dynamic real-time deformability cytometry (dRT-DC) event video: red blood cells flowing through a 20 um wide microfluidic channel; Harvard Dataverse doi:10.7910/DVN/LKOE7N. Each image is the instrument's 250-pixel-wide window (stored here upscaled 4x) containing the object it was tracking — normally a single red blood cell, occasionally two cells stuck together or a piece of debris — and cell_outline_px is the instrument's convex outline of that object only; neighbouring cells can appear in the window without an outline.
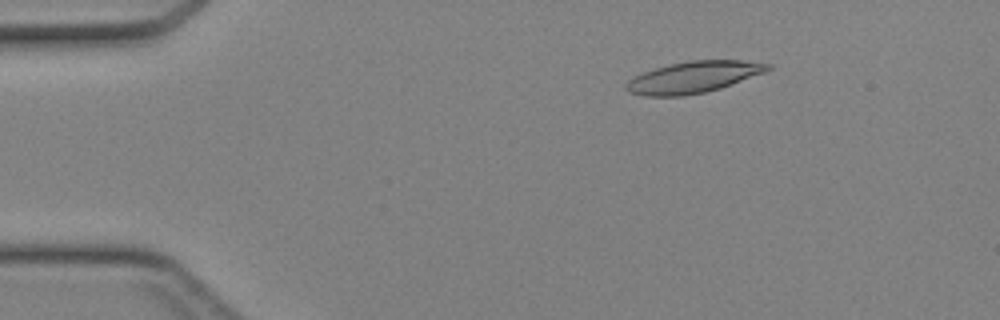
{"species": "Egyptian fruit bat (a non-hibernating species)", "species_latin": "Rousettus aegyptiacus", "temperature_condition": "cold", "stored_images_in_passage": 44, "camera_frame_rate_fps": 3000, "um_per_image_px": 0.085, "animal": {"sex": "female"}, "frame": {"image": 1, "passage_image": 7, "time_ms": 2.0, "image_size_px": [1000, 320], "cell_outline_px": [[772, 68], [764, 72], [720, 88], [704, 92], [684, 96], [644, 96], [628, 92], [624, 88], [624, 84], [632, 76], [668, 64], [688, 60], [740, 60], [772, 64]], "centroid_in_image_um": [58.88, 6.56], "position_along_channel_um": 26.1, "area_um2": 26.01}}
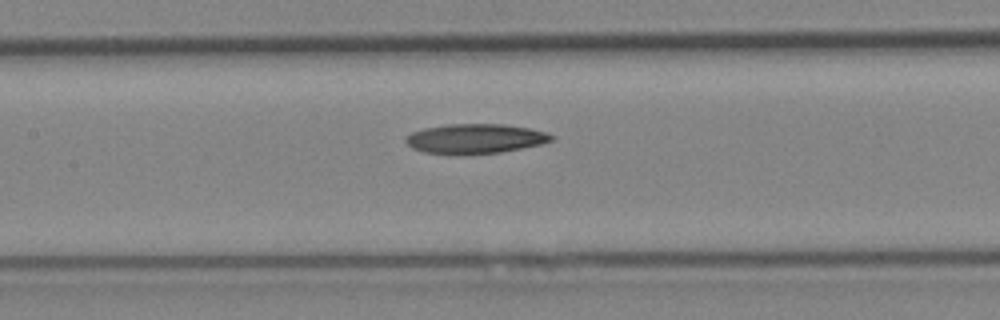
{"frame": {"image": 2, "passage_image": 21, "time_ms": 6.667, "image_size_px": [1000, 320], "cell_outline_px": [[552, 140], [540, 144], [500, 152], [424, 152], [412, 148], [404, 140], [404, 136], [412, 132], [424, 128], [448, 124], [504, 124], [528, 128], [548, 132], [552, 136]], "centroid_in_image_um": [40.38, 11.74], "position_along_channel_um": 167.0, "area_um2": 24.33}}
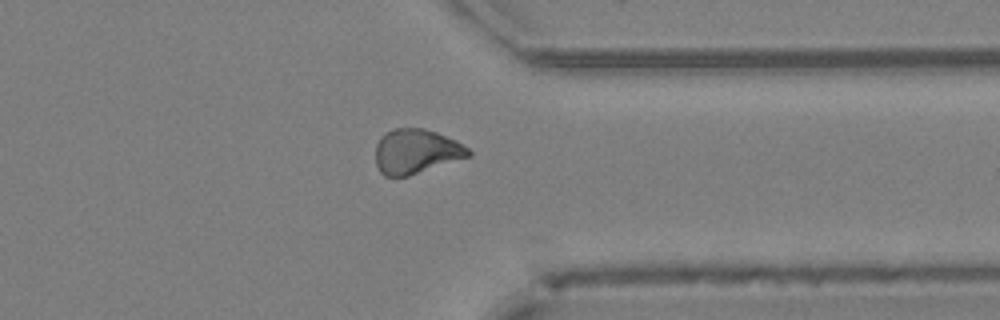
{"frame": {"image": 3, "passage_image": 35, "time_ms": 11.333, "image_size_px": [1000, 320], "cell_outline_px": [[472, 156], [408, 176], [384, 176], [380, 172], [376, 164], [376, 144], [380, 136], [384, 132], [392, 128], [424, 128], [436, 132], [456, 140], [468, 148], [472, 152]], "centroid_in_image_um": [35.36, 12.86], "position_along_channel_um": 376.0, "area_um2": 24.39}}